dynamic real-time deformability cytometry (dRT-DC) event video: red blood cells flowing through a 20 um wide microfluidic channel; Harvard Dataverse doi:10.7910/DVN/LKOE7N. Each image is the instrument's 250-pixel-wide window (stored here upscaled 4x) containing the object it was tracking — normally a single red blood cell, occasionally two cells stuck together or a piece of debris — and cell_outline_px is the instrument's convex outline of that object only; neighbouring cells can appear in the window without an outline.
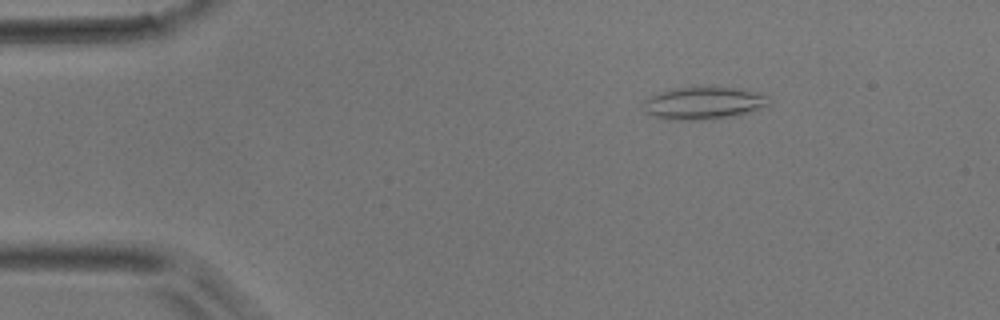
{"species": "common noctule bat (a hibernating species)", "species_latin": "Nyctalus noctula", "temperature_condition": "room temperature", "stored_images_in_passage": 51, "camera_frame_rate_fps": 3000, "um_per_image_px": 0.085, "animal": {"sex": "male", "body_mass_g": 17.9}, "frame": {"image": 1, "passage_image": 8, "time_ms": 2.333, "image_size_px": [1000, 320], "cell_outline_px": [[768, 104], [748, 112], [736, 116], [712, 120], [668, 120], [652, 116], [644, 112], [644, 100], [652, 96], [676, 88], [736, 88], [768, 96]], "centroid_in_image_um": [59.76, 8.81], "position_along_channel_um": 25.2, "area_um2": 23.29}}
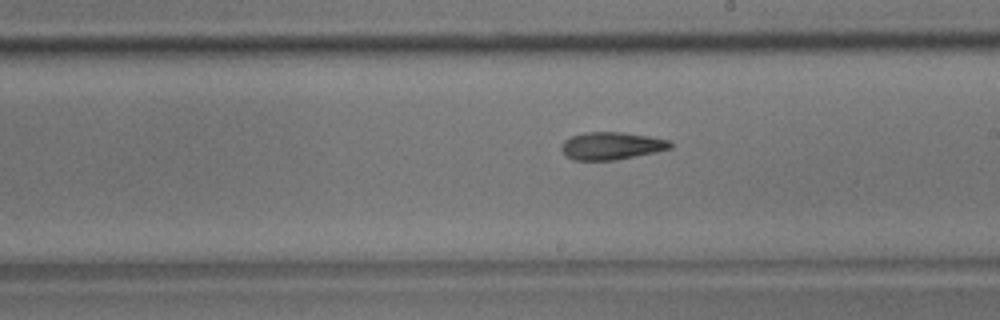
{"frame": {"image": 2, "passage_image": 29, "time_ms": 9.333, "image_size_px": [1000, 320], "cell_outline_px": [[672, 148], [656, 152], [616, 160], [572, 160], [564, 156], [560, 148], [560, 144], [564, 140], [572, 136], [584, 132], [620, 132], [648, 136], [672, 140]], "centroid_in_image_um": [51.95, 12.4], "position_along_channel_um": 237.1, "area_um2": 17.74}}
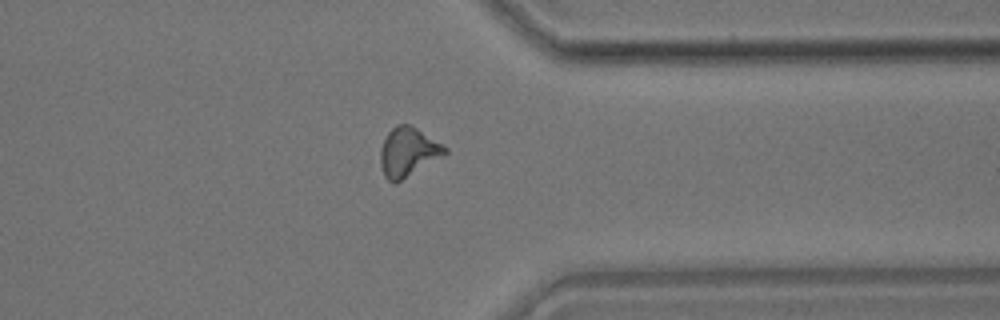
{"frame": {"image": 3, "passage_image": 40, "time_ms": 13.0, "image_size_px": [1000, 320], "cell_outline_px": [[448, 152], [444, 156], [396, 184], [388, 180], [384, 176], [380, 164], [380, 148], [388, 132], [396, 124], [408, 124], [416, 128], [448, 148]], "centroid_in_image_um": [34.68, 12.95], "position_along_channel_um": 376.7, "area_um2": 18.55}}